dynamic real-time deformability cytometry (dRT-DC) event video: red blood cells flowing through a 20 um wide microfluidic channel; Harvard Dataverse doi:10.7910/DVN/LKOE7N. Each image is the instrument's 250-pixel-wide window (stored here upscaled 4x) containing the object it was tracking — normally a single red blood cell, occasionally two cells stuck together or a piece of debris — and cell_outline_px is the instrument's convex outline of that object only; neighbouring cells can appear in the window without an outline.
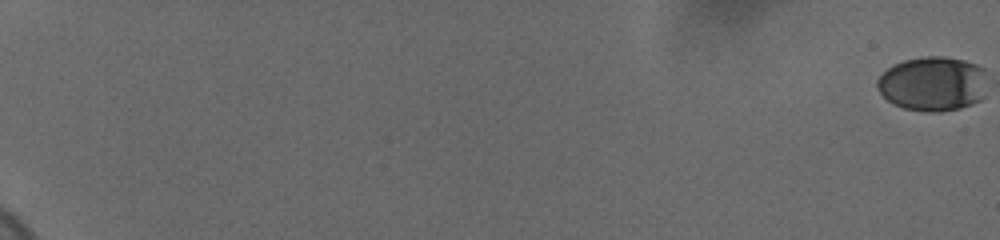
{"species": "human", "species_latin": "Homo sapiens", "temperature_condition": "cold", "stored_images_in_passage": 43, "camera_frame_rate_fps": 3000, "um_per_image_px": 0.085, "donor": {"sex": "female"}, "frame": {"image": 1, "passage_image": 1, "time_ms": 0.0, "image_size_px": [1000, 240], "cell_outline_px": [[984, 96], [980, 100], [972, 104], [960, 108], [940, 112], [924, 112], [904, 108], [888, 100], [880, 92], [876, 84], [876, 80], [892, 64], [904, 60], [928, 56], [944, 56], [964, 60], [976, 64], [984, 68]], "centroid_in_image_um": [79.28, 7.12], "position_along_channel_um": 5.7, "area_um2": 34.97}}
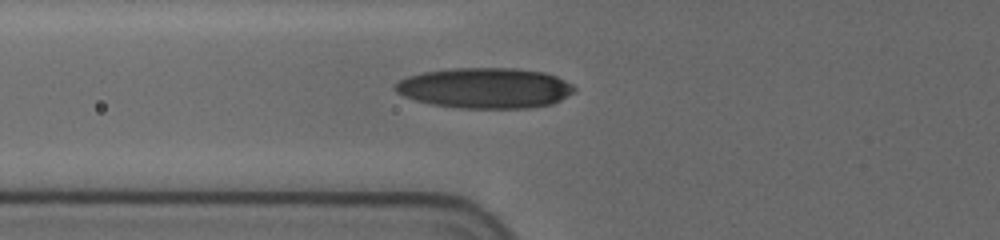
{"frame": {"image": 2, "passage_image": 25, "time_ms": 9.0, "image_size_px": [1000, 240], "cell_outline_px": [[576, 88], [572, 92], [560, 100], [552, 104], [528, 108], [460, 108], [432, 104], [416, 100], [404, 96], [396, 92], [392, 88], [392, 84], [408, 76], [424, 72], [452, 68], [516, 68], [544, 72], [556, 76], [572, 84]], "centroid_in_image_um": [41.2, 7.48], "position_along_channel_um": 84.6, "area_um2": 42.31}}
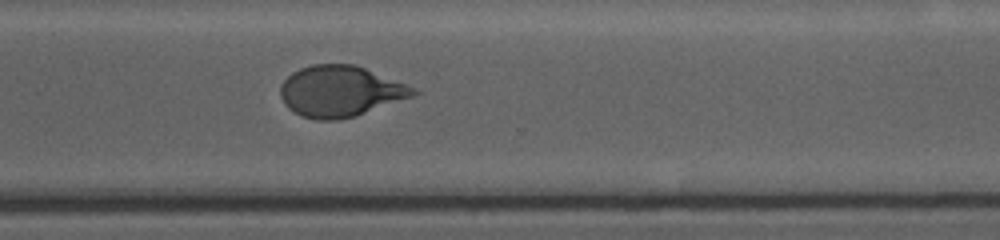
{"frame": {"image": 3, "passage_image": 43, "time_ms": 16.0, "image_size_px": [1000, 240], "cell_outline_px": [[420, 92], [412, 96], [352, 116], [336, 120], [316, 120], [300, 116], [292, 112], [284, 104], [280, 96], [280, 84], [292, 72], [300, 68], [312, 64], [352, 64], [364, 68], [404, 84]], "centroid_in_image_um": [28.82, 7.76], "position_along_channel_um": 341.8, "area_um2": 38.84}}